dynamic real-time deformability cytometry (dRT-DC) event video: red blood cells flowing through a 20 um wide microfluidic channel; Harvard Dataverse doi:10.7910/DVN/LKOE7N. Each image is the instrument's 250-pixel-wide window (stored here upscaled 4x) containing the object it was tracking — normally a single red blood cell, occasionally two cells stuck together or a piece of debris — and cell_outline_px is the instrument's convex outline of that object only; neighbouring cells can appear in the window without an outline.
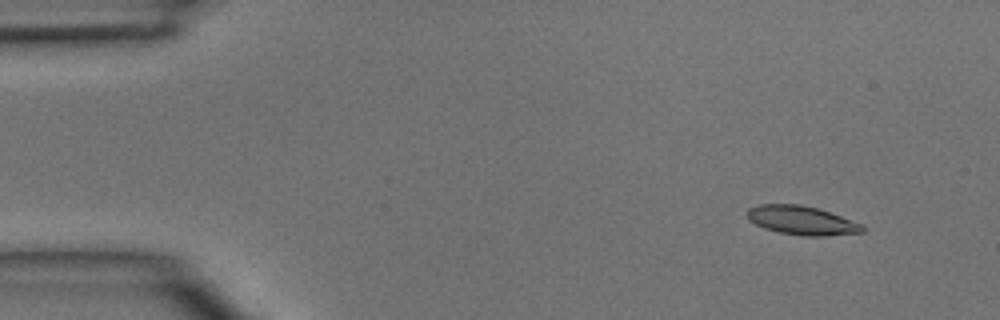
{"species": "common noctule bat (a hibernating species)", "species_latin": "Nyctalus noctula", "temperature_condition": "room temperature", "stored_images_in_passage": 4, "camera_frame_rate_fps": 3000, "um_per_image_px": 0.085, "animal": {"sex": "male", "body_mass_g": 15.6}, "frame": {"image": 1, "passage_image": 1, "time_ms": 0.0, "image_size_px": [1000, 320], "cell_outline_px": [[864, 232], [824, 236], [804, 236], [780, 232], [764, 228], [748, 220], [744, 212], [748, 208], [760, 204], [800, 204], [820, 208], [864, 224]], "centroid_in_image_um": [68.15, 18.72], "position_along_channel_um": 16.9, "area_um2": 19.71}}